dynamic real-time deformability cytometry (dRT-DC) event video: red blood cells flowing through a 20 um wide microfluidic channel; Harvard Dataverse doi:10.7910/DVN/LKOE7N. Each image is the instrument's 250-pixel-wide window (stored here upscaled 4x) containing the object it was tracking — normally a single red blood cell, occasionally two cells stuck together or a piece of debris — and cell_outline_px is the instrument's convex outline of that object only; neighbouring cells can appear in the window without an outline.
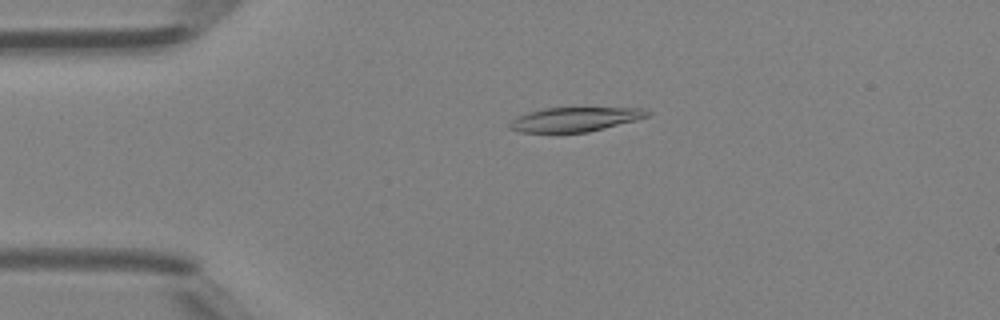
{"species": "Egyptian fruit bat (a non-hibernating species)", "species_latin": "Rousettus aegyptiacus", "temperature_condition": "room temperature", "stored_images_in_passage": 43, "camera_frame_rate_fps": 3000, "um_per_image_px": 0.085, "animal": {"sex": "female"}, "frame": {"image": 1, "passage_image": 6, "time_ms": 1.667, "image_size_px": [1000, 320], "cell_outline_px": [[652, 112], [648, 116], [636, 120], [588, 132], [516, 132], [508, 128], [508, 124], [516, 116], [528, 112], [544, 108], [644, 108]], "centroid_in_image_um": [48.84, 10.14], "position_along_channel_um": 36.2, "area_um2": 19.48}}
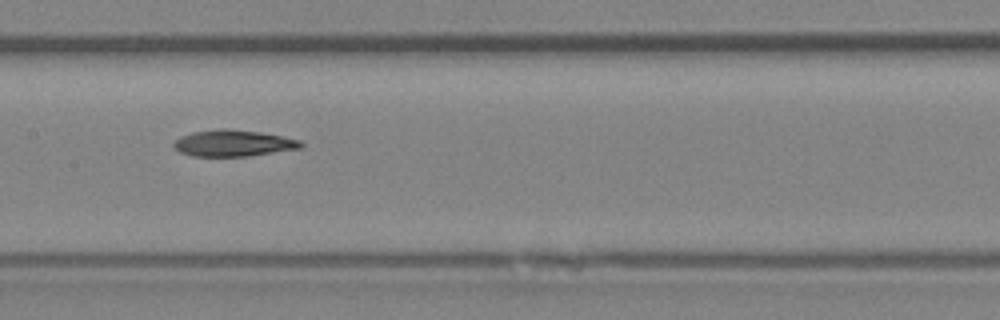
{"frame": {"image": 2, "passage_image": 19, "time_ms": 6.0, "image_size_px": [1000, 320], "cell_outline_px": [[304, 144], [300, 148], [248, 156], [192, 156], [180, 152], [172, 144], [180, 136], [192, 132], [220, 128], [228, 128], [260, 132], [300, 140]], "centroid_in_image_um": [19.8, 12.16], "position_along_channel_um": 187.6, "area_um2": 19.48}}
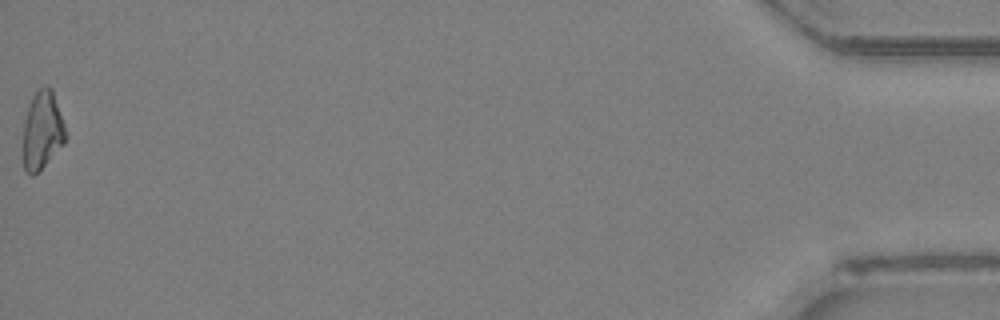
{"frame": {"image": 3, "passage_image": 43, "time_ms": 14.0, "image_size_px": [1000, 320], "cell_outline_px": [[68, 136], [64, 144], [32, 176], [28, 176], [24, 168], [24, 120], [32, 96], [44, 84], [52, 88]], "centroid_in_image_um": [3.61, 11.05], "position_along_channel_um": 431.6, "area_um2": 19.13}}